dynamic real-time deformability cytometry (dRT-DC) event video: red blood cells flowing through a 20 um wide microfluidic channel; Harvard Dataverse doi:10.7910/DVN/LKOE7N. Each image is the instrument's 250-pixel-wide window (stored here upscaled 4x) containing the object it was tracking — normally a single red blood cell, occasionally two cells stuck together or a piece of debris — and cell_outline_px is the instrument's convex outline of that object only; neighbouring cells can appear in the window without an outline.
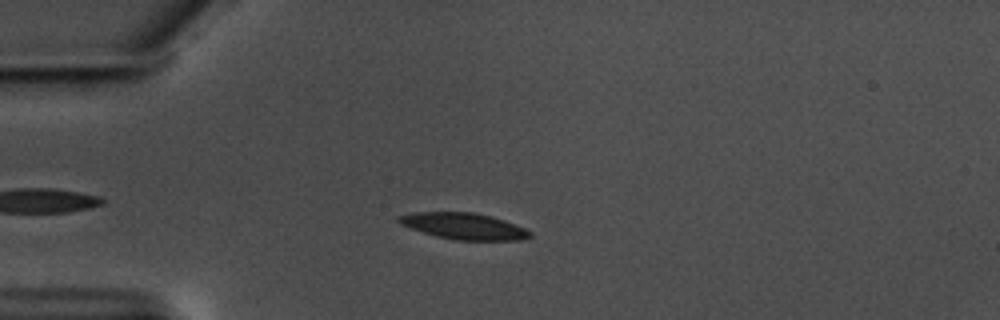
{"species": "common noctule bat (a hibernating species)", "species_latin": "Nyctalus noctula", "temperature_condition": "warm", "stored_images_in_passage": 47, "camera_frame_rate_fps": 3000, "um_per_image_px": 0.085, "animal": {"sex": "male", "body_mass_g": 17.5, "forearm_length_mm": 52.3}, "frame": {"image": 1, "passage_image": 8, "time_ms": 2.333, "image_size_px": [1000, 320], "cell_outline_px": [[532, 236], [520, 240], [456, 240], [436, 236], [400, 224], [396, 220], [400, 216], [416, 212], [472, 212], [492, 216], [504, 220], [524, 228], [532, 232]], "centroid_in_image_um": [39.46, 19.22], "position_along_channel_um": 45.5, "area_um2": 19.94}}
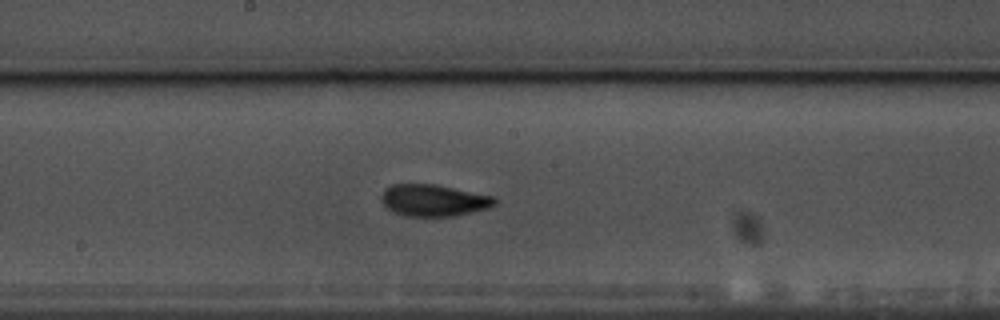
{"frame": {"image": 2, "passage_image": 24, "time_ms": 7.667, "image_size_px": [1000, 320], "cell_outline_px": [[496, 204], [488, 208], [456, 216], [404, 216], [388, 208], [384, 204], [380, 196], [384, 188], [392, 184], [436, 184], [492, 196], [496, 200]], "centroid_in_image_um": [36.84, 17.02], "position_along_channel_um": 211.4, "area_um2": 20.92}}
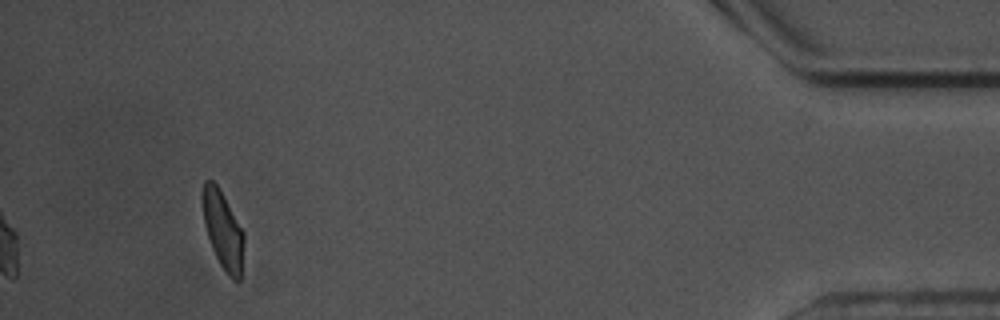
{"frame": {"image": 3, "passage_image": 47, "time_ms": 15.333, "image_size_px": [1000, 320], "cell_outline_px": [[244, 240], [240, 280], [232, 280], [228, 276], [220, 264], [212, 248], [204, 224], [200, 196], [204, 180], [212, 180], [216, 184], [244, 232]], "centroid_in_image_um": [18.92, 19.53], "position_along_channel_um": 416.3, "area_um2": 18.67}, "authors_computed_cell_mechanics": {"area_um2": 19.7676, "velocity_mm_per_s": 3.5232, "shape_relaxation_time_tau1_ms": 2.5017, "shape_relaxation_time_tau2_ms": 1.5664, "deformation_change_tau1": 0.1328, "deformation_change_tau2": 0.079}}